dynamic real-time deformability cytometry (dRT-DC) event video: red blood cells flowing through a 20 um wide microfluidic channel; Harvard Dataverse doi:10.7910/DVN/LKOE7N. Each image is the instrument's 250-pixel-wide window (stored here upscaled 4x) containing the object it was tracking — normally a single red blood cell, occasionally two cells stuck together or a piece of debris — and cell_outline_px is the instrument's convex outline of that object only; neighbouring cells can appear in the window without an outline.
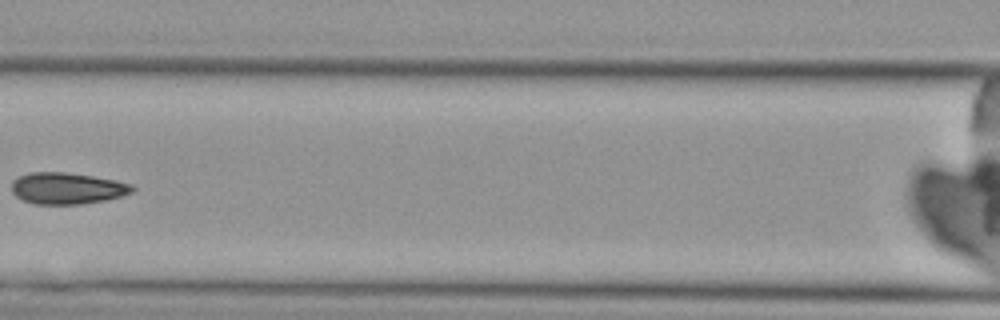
{"species": "Egyptian fruit bat (a non-hibernating species)", "species_latin": "Rousettus aegyptiacus", "temperature_condition": "cold", "stored_images_in_passage": 7, "camera_frame_rate_fps": 3000, "um_per_image_px": 0.085, "animal": {"sex": "female"}, "frame": {"image": 1, "passage_image": 6, "time_ms": 7.0, "image_size_px": [1000, 320], "cell_outline_px": [[136, 188], [132, 192], [120, 196], [104, 200], [80, 204], [36, 204], [24, 200], [16, 196], [12, 192], [12, 180], [16, 176], [28, 172], [64, 172], [92, 176], [116, 180], [132, 184]], "centroid_in_image_um": [5.68, 15.99], "position_along_channel_um": 160.9, "area_um2": 22.2}}
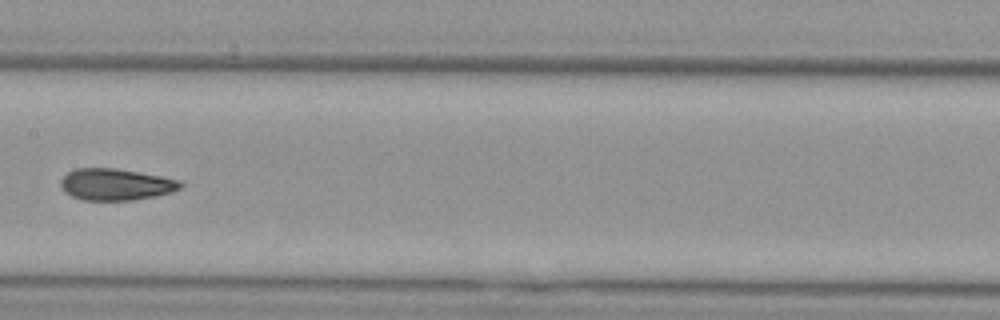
{"frame": {"image": 2, "passage_image": 7, "time_ms": 8.0, "image_size_px": [1000, 320], "cell_outline_px": [[184, 184], [180, 188], [172, 192], [156, 196], [132, 200], [84, 200], [72, 196], [60, 184], [60, 180], [68, 172], [76, 168], [116, 168], [160, 176], [180, 180]], "centroid_in_image_um": [9.87, 15.67], "position_along_channel_um": 197.5, "area_um2": 21.91}}